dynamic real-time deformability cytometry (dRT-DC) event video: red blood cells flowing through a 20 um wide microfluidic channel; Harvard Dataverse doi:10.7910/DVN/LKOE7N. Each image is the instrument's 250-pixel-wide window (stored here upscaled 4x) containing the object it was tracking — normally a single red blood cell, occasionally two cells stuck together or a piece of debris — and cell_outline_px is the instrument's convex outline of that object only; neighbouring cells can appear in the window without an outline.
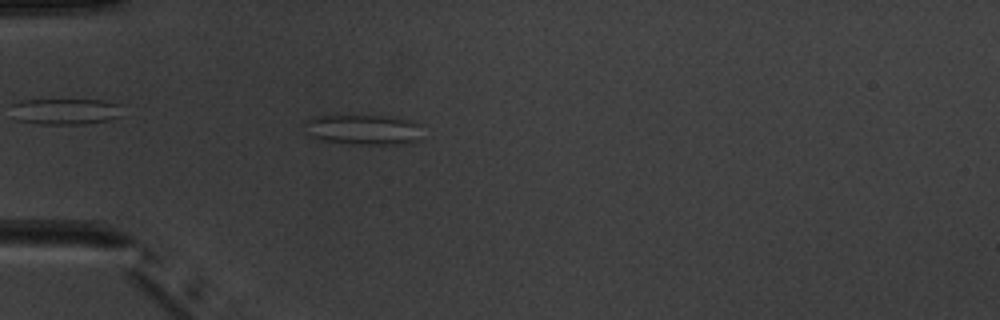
{"species": "common noctule bat (a hibernating species)", "species_latin": "Nyctalus noctula", "temperature_condition": "warm", "stored_images_in_passage": 5, "camera_frame_rate_fps": 3000, "um_per_image_px": 0.085, "animal": {"sex": "male", "body_mass_g": 20.1, "forearm_length_mm": 53.5}, "frame": {"image": 1, "passage_image": 5, "time_ms": 5.333, "image_size_px": [1000, 320], "cell_outline_px": [[420, 140], [408, 144], [352, 144], [324, 140], [308, 136], [304, 124], [308, 120], [316, 116], [384, 116], [408, 120], [420, 124]], "centroid_in_image_um": [30.9, 11.03], "position_along_channel_um": 54.1, "area_um2": 20.63}}